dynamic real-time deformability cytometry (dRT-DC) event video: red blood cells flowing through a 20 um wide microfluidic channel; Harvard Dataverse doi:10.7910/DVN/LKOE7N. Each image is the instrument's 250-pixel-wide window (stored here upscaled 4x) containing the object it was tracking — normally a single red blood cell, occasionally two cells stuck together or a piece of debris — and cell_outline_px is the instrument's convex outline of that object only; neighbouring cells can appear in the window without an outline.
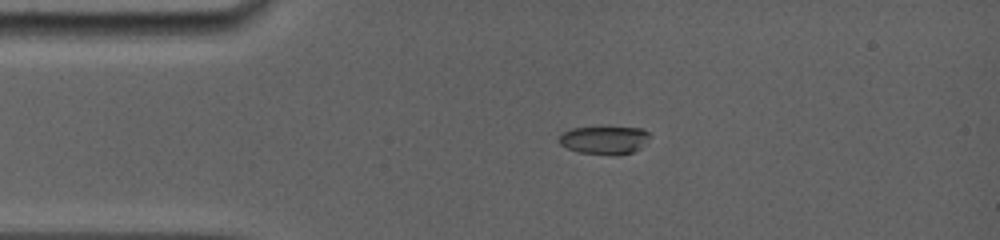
{"species": "common noctule bat (a hibernating species)", "species_latin": "Nyctalus noctula", "temperature_condition": "room temperature", "stored_images_in_passage": 14, "camera_frame_rate_fps": 5000, "um_per_image_px": 0.085, "animal": {"sex": "female", "body_mass_g": 19.0, "forearm_length_mm": 56.7}, "frame": {"image": 1, "passage_image": 1, "time_ms": 0.0, "image_size_px": [1000, 240], "cell_outline_px": [[652, 136], [632, 152], [620, 156], [616, 156], [580, 152], [568, 148], [560, 144], [560, 136], [564, 132], [572, 128], [640, 128], [648, 132]], "centroid_in_image_um": [51.38, 11.92], "position_along_channel_um": 33.6, "area_um2": 14.51}}
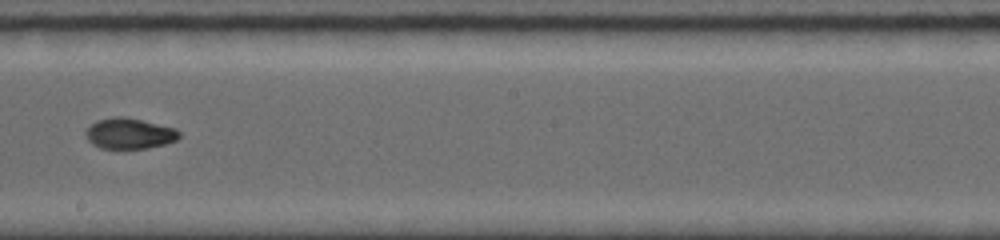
{"frame": {"image": 2, "passage_image": 7, "time_ms": 6.0, "image_size_px": [1000, 240], "cell_outline_px": [[180, 136], [176, 140], [164, 144], [148, 148], [100, 148], [92, 144], [88, 140], [84, 132], [96, 120], [112, 116], [124, 116], [176, 128], [180, 132]], "centroid_in_image_um": [10.99, 11.33], "position_along_channel_um": 237.2, "area_um2": 16.76}}
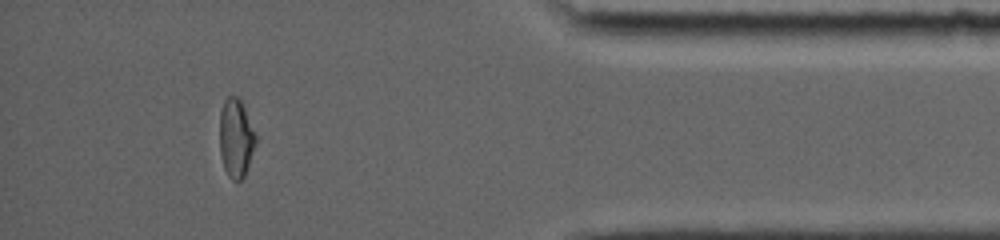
{"frame": {"image": 3, "passage_image": 12, "time_ms": 11.2, "image_size_px": [1000, 240], "cell_outline_px": [[256, 144], [244, 176], [240, 180], [232, 180], [228, 176], [224, 168], [220, 152], [220, 112], [224, 100], [228, 96], [236, 96], [240, 100], [244, 108], [256, 136]], "centroid_in_image_um": [20.04, 11.75], "position_along_channel_um": 415.2, "area_um2": 16.3}, "authors_computed_cell_mechanics": {"area_um2": 16.7331, "velocity_mm_per_s": 3.9261, "shape_relaxation_time_tau1_ms": null, "shape_relaxation_time_tau2_ms": 1.5733, "deformation_change_tau1": null, "deformation_change_tau2": 0.0422}}